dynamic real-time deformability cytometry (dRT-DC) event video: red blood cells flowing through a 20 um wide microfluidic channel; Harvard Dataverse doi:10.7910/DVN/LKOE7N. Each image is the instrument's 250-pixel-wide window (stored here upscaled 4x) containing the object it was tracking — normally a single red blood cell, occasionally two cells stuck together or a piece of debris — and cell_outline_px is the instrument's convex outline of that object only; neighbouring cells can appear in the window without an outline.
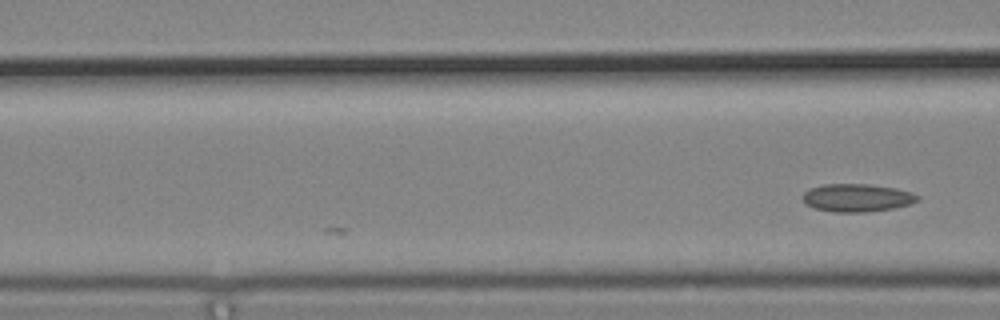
{"species": "common noctule bat (a hibernating species)", "species_latin": "Nyctalus noctula", "temperature_condition": "cold", "stored_images_in_passage": 6, "camera_frame_rate_fps": 3000, "um_per_image_px": 0.085, "animal": {"sex": "male", "body_mass_g": 19.2, "forearm_length_mm": 51.8}, "frame": {"image": 1, "passage_image": 6, "time_ms": 1.667, "image_size_px": [1000, 320], "cell_outline_px": [[920, 196], [916, 200], [908, 204], [892, 208], [864, 212], [832, 212], [816, 208], [808, 204], [804, 200], [804, 192], [812, 188], [824, 184], [868, 184], [896, 188], [912, 192]], "centroid_in_image_um": [72.86, 16.8], "position_along_channel_um": 93.7, "area_um2": 18.32}}